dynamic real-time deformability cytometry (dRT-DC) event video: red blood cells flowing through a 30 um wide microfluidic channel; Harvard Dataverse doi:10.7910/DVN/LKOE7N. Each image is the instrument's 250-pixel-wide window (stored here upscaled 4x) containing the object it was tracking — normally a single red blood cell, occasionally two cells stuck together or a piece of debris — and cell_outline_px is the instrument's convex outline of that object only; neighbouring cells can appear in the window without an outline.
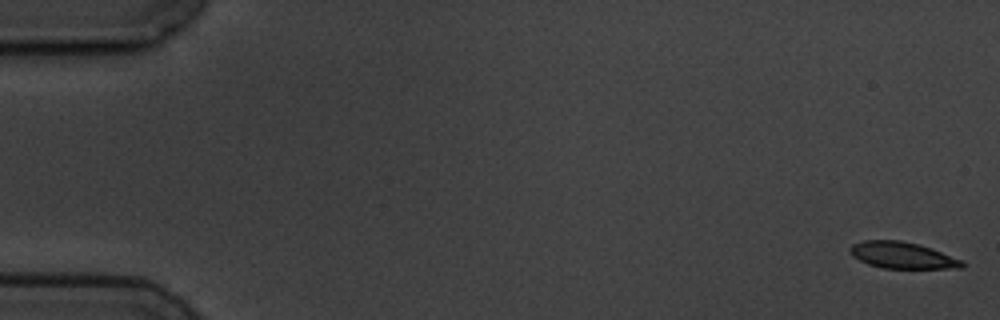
{"species": "common noctule bat (a hibernating species)", "species_latin": "Nyctalus noctula", "temperature_condition": "cold", "stored_images_in_passage": 4, "camera_frame_rate_fps": 3000, "um_per_image_px": 0.085, "animal": {"sex": "male", "body_mass_g": 19.5, "forearm_length_mm": 54.6}, "frame": {"image": 1, "passage_image": 1, "time_ms": 0.0, "image_size_px": [1000, 320], "cell_outline_px": [[964, 268], [884, 268], [868, 264], [852, 256], [848, 252], [848, 248], [852, 244], [864, 240], [900, 240], [920, 244], [932, 248], [964, 260]], "centroid_in_image_um": [76.7, 21.69], "position_along_channel_um": 8.3, "area_um2": 17.51}}